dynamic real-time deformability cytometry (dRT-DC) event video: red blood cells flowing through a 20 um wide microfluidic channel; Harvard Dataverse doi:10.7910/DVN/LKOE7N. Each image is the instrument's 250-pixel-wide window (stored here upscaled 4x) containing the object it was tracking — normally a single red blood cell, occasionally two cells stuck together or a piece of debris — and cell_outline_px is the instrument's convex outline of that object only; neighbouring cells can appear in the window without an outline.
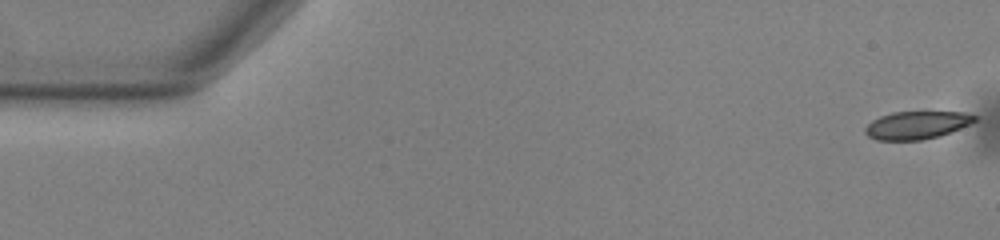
{"species": "common noctule bat (a hibernating species)", "species_latin": "Nyctalus noctula", "temperature_condition": "warm", "stored_images_in_passage": 16, "camera_frame_rate_fps": 3000, "um_per_image_px": 0.085, "animal": {"sex": "male", "body_mass_g": 13.0, "forearm_length_mm": 53.1}, "frame": {"image": 1, "passage_image": 1, "time_ms": 0.0, "image_size_px": [1000, 240], "cell_outline_px": [[976, 120], [960, 128], [940, 136], [920, 140], [876, 140], [868, 136], [864, 132], [864, 128], [872, 120], [880, 116], [892, 112], [964, 112], [976, 116]], "centroid_in_image_um": [77.88, 10.64], "position_along_channel_um": 7.1, "area_um2": 17.69}}
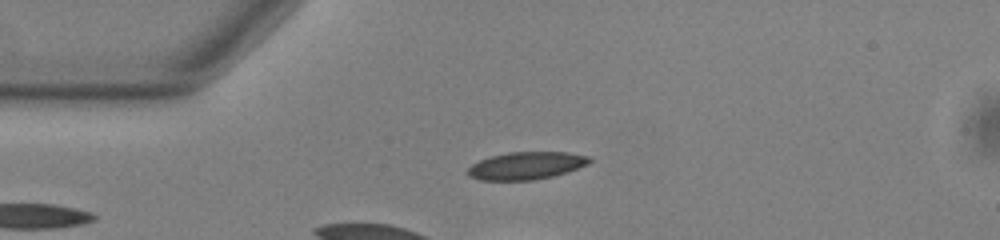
{"frame": {"image": 2, "passage_image": 13, "time_ms": 4.0, "image_size_px": [1000, 240], "cell_outline_px": [[592, 160], [588, 164], [552, 176], [532, 180], [480, 180], [468, 176], [468, 168], [472, 164], [480, 160], [492, 156], [508, 152], [568, 152], [592, 156]], "centroid_in_image_um": [44.74, 14.07], "position_along_channel_um": 40.3, "area_um2": 19.42}}